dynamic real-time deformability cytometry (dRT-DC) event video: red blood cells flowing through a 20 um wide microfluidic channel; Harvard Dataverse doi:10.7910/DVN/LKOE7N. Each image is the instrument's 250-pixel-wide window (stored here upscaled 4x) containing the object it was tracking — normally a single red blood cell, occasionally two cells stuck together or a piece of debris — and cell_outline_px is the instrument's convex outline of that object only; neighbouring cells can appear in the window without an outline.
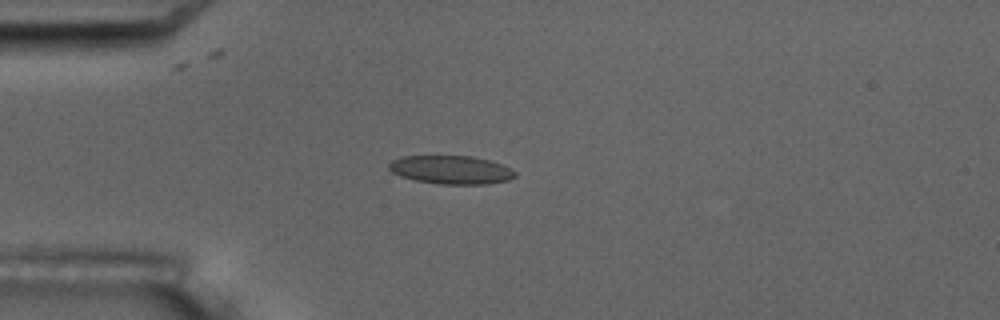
{"species": "common noctule bat (a hibernating species)", "species_latin": "Nyctalus noctula", "temperature_condition": "room temperature", "stored_images_in_passage": 14, "camera_frame_rate_fps": 3000, "um_per_image_px": 0.085, "animal": {"sex": "male", "body_mass_g": 17.5, "forearm_length_mm": 52.3}, "frame": {"image": 1, "passage_image": 3, "time_ms": 3.0, "image_size_px": [1000, 320], "cell_outline_px": [[516, 176], [508, 180], [488, 184], [440, 184], [416, 180], [400, 176], [392, 172], [388, 168], [388, 164], [392, 160], [404, 156], [472, 156], [488, 160], [512, 168], [516, 172]], "centroid_in_image_um": [38.35, 14.43], "position_along_channel_um": 46.7, "area_um2": 20.87}}
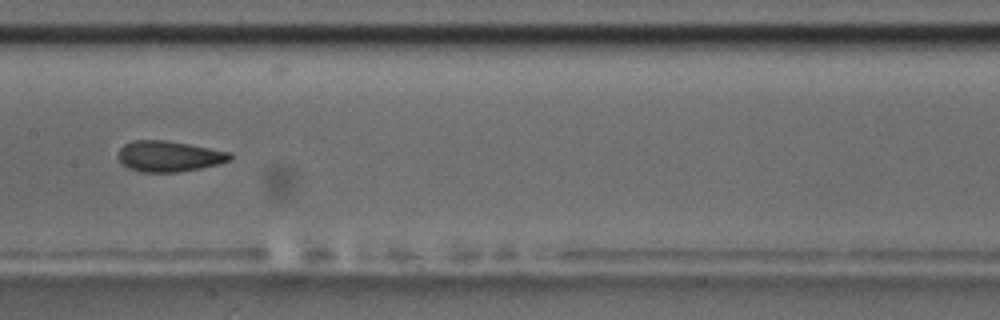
{"frame": {"image": 2, "passage_image": 7, "time_ms": 7.667, "image_size_px": [1000, 320], "cell_outline_px": [[232, 160], [220, 164], [200, 168], [176, 172], [140, 172], [128, 168], [120, 164], [116, 156], [120, 148], [124, 144], [132, 140], [168, 140], [232, 152]], "centroid_in_image_um": [14.34, 13.28], "position_along_channel_um": 193.1, "area_um2": 20.46}, "authors_computed_cell_mechanics": {"area_um2": 20.4612, "velocity_mm_per_s": 3.4842, "shape_relaxation_time_tau1_ms": 9.4574, "shape_relaxation_time_tau2_ms": 2.356, "deformation_change_tau1": 0.1732, "deformation_change_tau2": 0.0728}}